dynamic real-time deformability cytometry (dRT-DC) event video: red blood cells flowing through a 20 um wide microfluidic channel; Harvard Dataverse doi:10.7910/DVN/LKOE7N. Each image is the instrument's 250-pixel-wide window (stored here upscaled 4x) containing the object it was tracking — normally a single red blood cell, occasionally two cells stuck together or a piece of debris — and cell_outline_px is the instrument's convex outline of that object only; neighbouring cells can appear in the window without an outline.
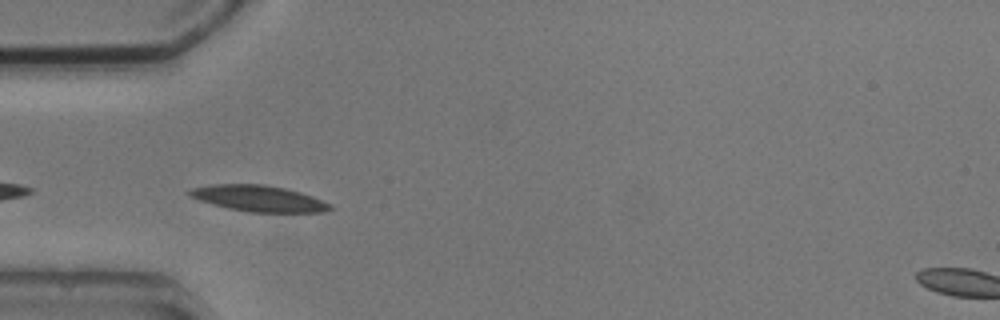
{"species": "common noctule bat (a hibernating species)", "species_latin": "Nyctalus noctula", "temperature_condition": "cold", "stored_images_in_passage": 4, "camera_frame_rate_fps": 3000, "um_per_image_px": 0.085, "animal": {"sex": "male", "body_mass_g": 20.5, "forearm_length_mm": 52.5}, "frame": {"image": 1, "passage_image": 4, "time_ms": 3.667, "image_size_px": [1000, 320], "cell_outline_px": [[336, 208], [324, 212], [248, 212], [228, 208], [212, 204], [188, 196], [188, 192], [192, 188], [212, 184], [264, 184], [284, 188], [300, 192], [312, 196], [332, 204]], "centroid_in_image_um": [22.02, 16.87], "position_along_channel_um": 63.0, "area_um2": 21.44}}